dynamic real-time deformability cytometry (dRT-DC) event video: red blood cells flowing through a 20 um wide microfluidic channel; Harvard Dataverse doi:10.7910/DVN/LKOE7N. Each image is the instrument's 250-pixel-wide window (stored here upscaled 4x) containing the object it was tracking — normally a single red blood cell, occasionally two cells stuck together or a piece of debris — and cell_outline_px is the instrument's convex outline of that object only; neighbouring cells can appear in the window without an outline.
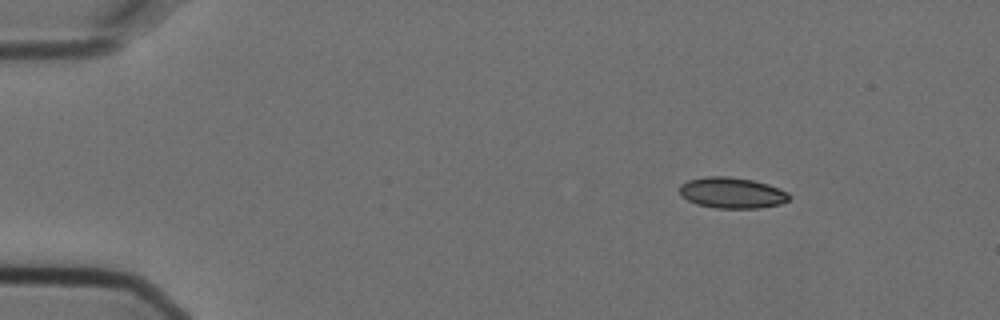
{"species": "Egyptian fruit bat (a non-hibernating species)", "species_latin": "Rousettus aegyptiacus", "temperature_condition": "cold", "stored_images_in_passage": 4, "camera_frame_rate_fps": 3000, "um_per_image_px": 0.085, "animal": {"sex": "female"}, "frame": {"image": 1, "passage_image": 1, "time_ms": 0.0, "image_size_px": [1000, 320], "cell_outline_px": [[792, 196], [788, 200], [780, 204], [760, 208], [716, 208], [696, 204], [688, 200], [680, 192], [680, 184], [688, 180], [708, 176], [728, 176], [752, 180], [768, 184], [788, 192]], "centroid_in_image_um": [62.24, 16.39], "position_along_channel_um": 22.8, "area_um2": 19.71}}
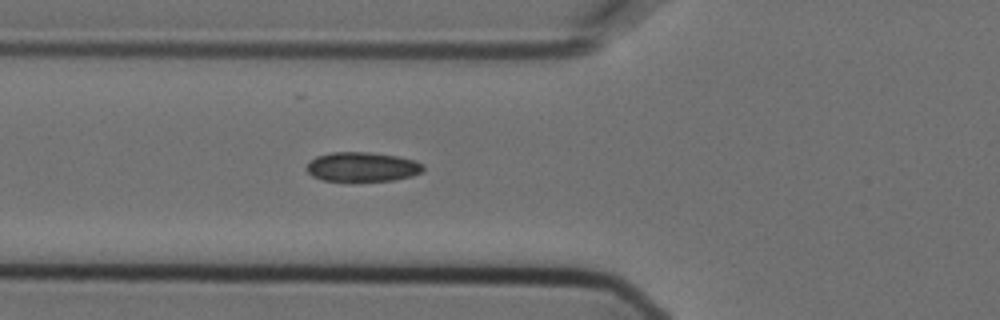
{"frame": {"image": 2, "passage_image": 4, "time_ms": 1.0, "image_size_px": [1000, 320], "cell_outline_px": [[424, 172], [412, 176], [392, 180], [324, 180], [312, 176], [304, 168], [316, 156], [332, 152], [368, 152], [400, 156], [424, 164]], "centroid_in_image_um": [30.82, 14.17], "position_along_channel_um": 95.0, "area_um2": 19.88}}